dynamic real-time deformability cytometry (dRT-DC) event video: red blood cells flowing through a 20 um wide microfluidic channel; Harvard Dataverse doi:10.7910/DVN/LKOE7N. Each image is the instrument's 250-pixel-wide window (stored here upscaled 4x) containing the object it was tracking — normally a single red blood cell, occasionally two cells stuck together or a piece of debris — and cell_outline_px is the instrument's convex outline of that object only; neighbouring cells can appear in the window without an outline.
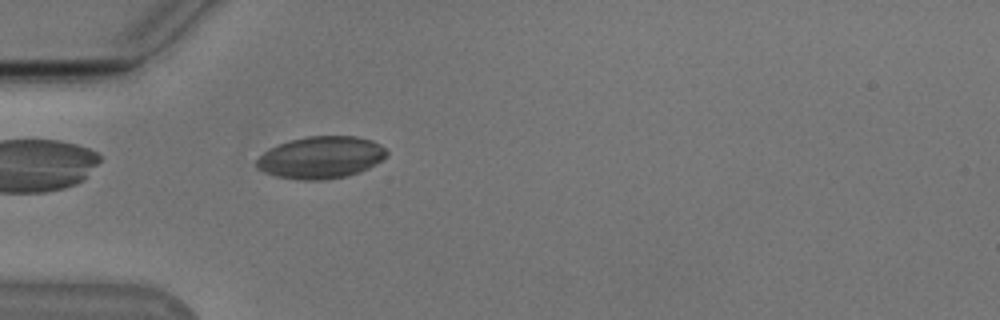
{"species": "Egyptian fruit bat (a non-hibernating species)", "species_latin": "Rousettus aegyptiacus", "temperature_condition": "cold", "stored_images_in_passage": 32, "camera_frame_rate_fps": 3000, "um_per_image_px": 0.085, "animal": {"sex": "male"}, "frame": {"image": 1, "passage_image": 2, "time_ms": 0.333, "image_size_px": [1000, 320], "cell_outline_px": [[388, 156], [376, 164], [360, 172], [348, 176], [324, 180], [300, 180], [276, 176], [264, 172], [256, 168], [256, 160], [268, 148], [292, 140], [308, 136], [356, 136], [372, 140], [380, 144], [388, 152]], "centroid_in_image_um": [27.3, 13.39], "position_along_channel_um": 57.7, "area_um2": 32.08}}
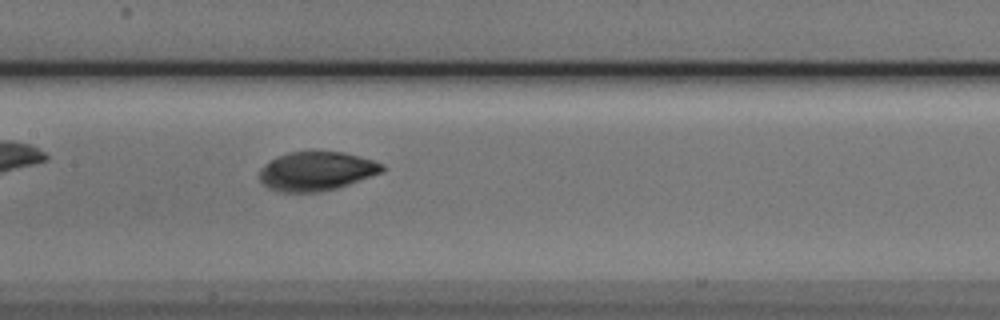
{"frame": {"image": 2, "passage_image": 12, "time_ms": 3.667, "image_size_px": [1000, 320], "cell_outline_px": [[384, 172], [336, 188], [320, 192], [276, 192], [268, 188], [260, 180], [260, 168], [276, 156], [288, 152], [344, 152], [372, 160], [384, 164]], "centroid_in_image_um": [26.88, 14.55], "position_along_channel_um": 180.5, "area_um2": 27.86}}
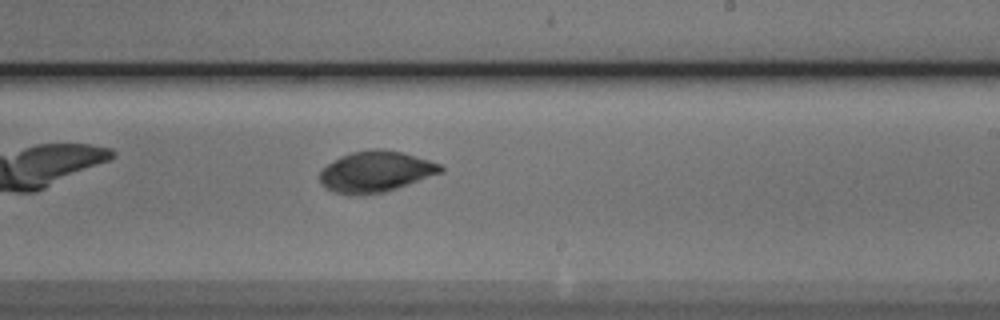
{"frame": {"image": 3, "passage_image": 18, "time_ms": 5.667, "image_size_px": [1000, 320], "cell_outline_px": [[444, 172], [384, 192], [360, 196], [352, 196], [336, 192], [328, 188], [320, 180], [320, 168], [340, 156], [352, 152], [376, 148], [380, 148], [400, 152], [416, 156], [440, 164], [444, 168]], "centroid_in_image_um": [31.93, 14.59], "position_along_channel_um": 257.1, "area_um2": 28.84}, "authors_computed_cell_mechanics": {"area_um2": 28.9289, "velocity_mm_per_s": 3.8432, "shape_relaxation_time_tau1_ms": null, "shape_relaxation_time_tau2_ms": 0.8184, "deformation_change_tau1": null, "deformation_change_tau2": 0.0327}}